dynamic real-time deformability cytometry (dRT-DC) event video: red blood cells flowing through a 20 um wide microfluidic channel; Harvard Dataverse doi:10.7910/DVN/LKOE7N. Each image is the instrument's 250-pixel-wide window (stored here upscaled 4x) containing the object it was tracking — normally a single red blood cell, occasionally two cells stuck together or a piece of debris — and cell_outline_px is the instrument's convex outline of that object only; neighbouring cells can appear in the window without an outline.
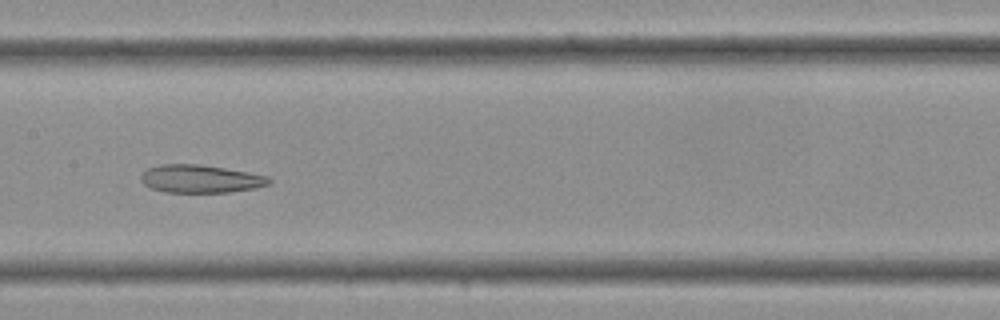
{"species": "Egyptian fruit bat (a non-hibernating species)", "species_latin": "Rousettus aegyptiacus", "temperature_condition": "cold", "stored_images_in_passage": 32, "camera_frame_rate_fps": 3000, "um_per_image_px": 0.085, "frame": {"image": 1, "passage_image": 14, "time_ms": 4.333, "image_size_px": [1000, 320], "cell_outline_px": [[272, 184], [256, 188], [228, 192], [164, 192], [152, 188], [144, 184], [140, 180], [140, 176], [148, 168], [160, 164], [200, 164], [248, 172], [268, 176], [272, 180]], "centroid_in_image_um": [17.06, 15.2], "position_along_channel_um": 190.3, "area_um2": 20.92}}
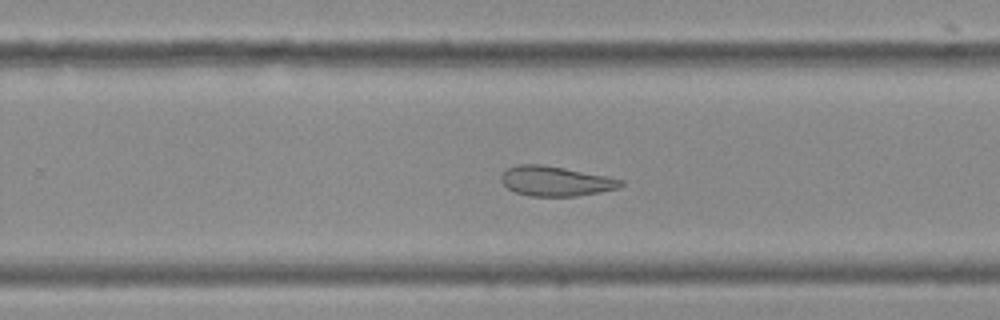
{"frame": {"image": 2, "passage_image": 19, "time_ms": 6.0, "image_size_px": [1000, 320], "cell_outline_px": [[624, 184], [616, 188], [600, 192], [576, 196], [528, 196], [516, 192], [508, 188], [500, 180], [500, 176], [508, 168], [516, 164], [540, 164], [564, 168], [624, 180]], "centroid_in_image_um": [47.19, 15.4], "position_along_channel_um": 282.6, "area_um2": 20.58}}
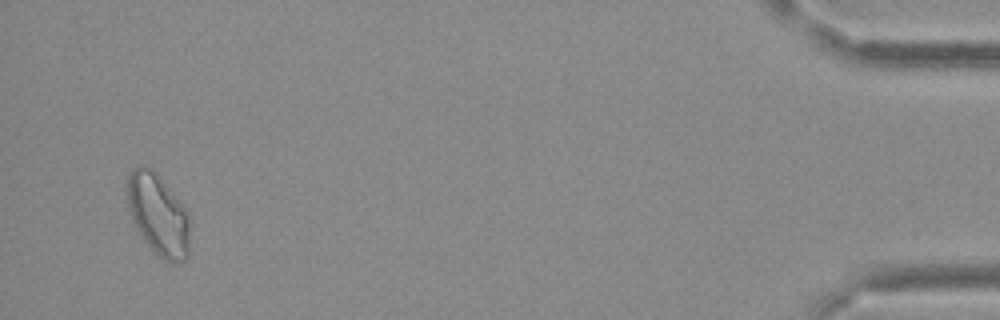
{"frame": {"image": 3, "passage_image": 31, "time_ms": 10.0, "image_size_px": [1000, 320], "cell_outline_px": [[188, 256], [184, 260], [176, 264], [172, 264], [164, 260], [144, 240], [136, 228], [128, 204], [124, 184], [132, 168], [140, 164], [144, 164], [152, 168], [156, 172], [184, 204], [188, 212]], "centroid_in_image_um": [13.42, 18.18], "position_along_channel_um": 421.8, "area_um2": 30.06}}